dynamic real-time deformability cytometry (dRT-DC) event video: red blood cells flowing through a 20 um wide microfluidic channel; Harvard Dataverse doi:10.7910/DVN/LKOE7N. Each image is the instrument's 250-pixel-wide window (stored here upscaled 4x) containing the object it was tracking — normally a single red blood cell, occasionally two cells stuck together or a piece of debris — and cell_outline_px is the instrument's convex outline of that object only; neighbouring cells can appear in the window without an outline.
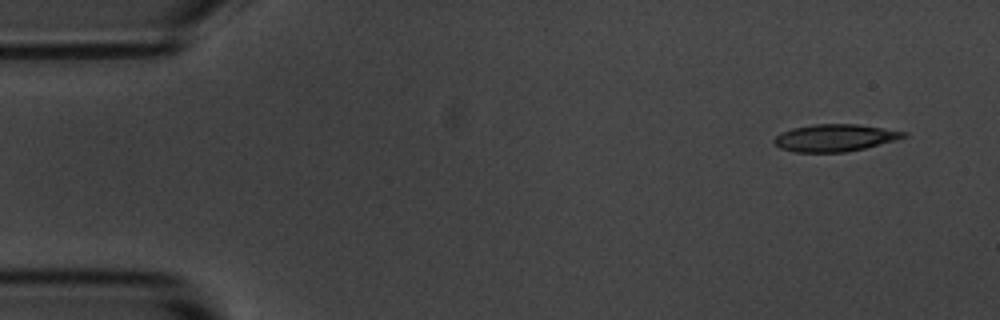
{"species": "common noctule bat (a hibernating species)", "species_latin": "Nyctalus noctula", "temperature_condition": "room temperature", "stored_images_in_passage": 4, "camera_frame_rate_fps": 3000, "um_per_image_px": 0.085, "animal": {"sex": "male", "body_mass_g": 20.1, "forearm_length_mm": 53.5}, "frame": {"image": 1, "passage_image": 1, "time_ms": 0.0, "image_size_px": [1000, 320], "cell_outline_px": [[908, 136], [896, 140], [864, 148], [844, 152], [792, 152], [780, 148], [772, 140], [780, 132], [792, 128], [812, 124], [860, 124], [908, 132]], "centroid_in_image_um": [70.96, 11.7], "position_along_channel_um": 14.0, "area_um2": 20.63}}
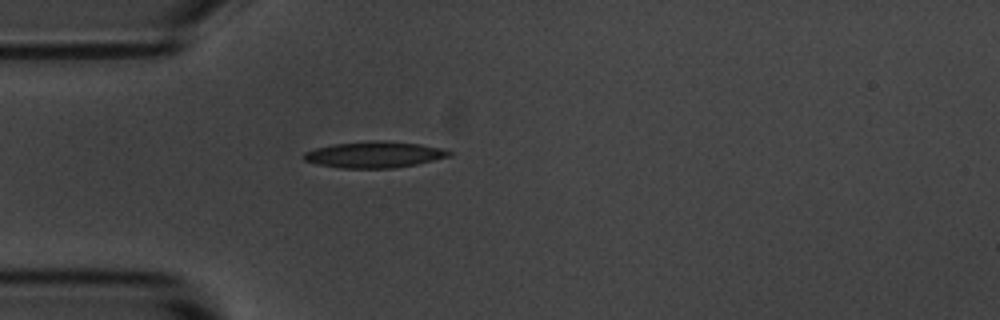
{"frame": {"image": 2, "passage_image": 4, "time_ms": 3.667, "image_size_px": [1000, 320], "cell_outline_px": [[452, 156], [416, 164], [392, 168], [340, 168], [316, 164], [304, 160], [300, 156], [304, 152], [316, 148], [332, 144], [372, 140], [380, 140], [420, 144], [440, 148], [452, 152]], "centroid_in_image_um": [31.78, 13.14], "position_along_channel_um": 53.2, "area_um2": 22.31}}